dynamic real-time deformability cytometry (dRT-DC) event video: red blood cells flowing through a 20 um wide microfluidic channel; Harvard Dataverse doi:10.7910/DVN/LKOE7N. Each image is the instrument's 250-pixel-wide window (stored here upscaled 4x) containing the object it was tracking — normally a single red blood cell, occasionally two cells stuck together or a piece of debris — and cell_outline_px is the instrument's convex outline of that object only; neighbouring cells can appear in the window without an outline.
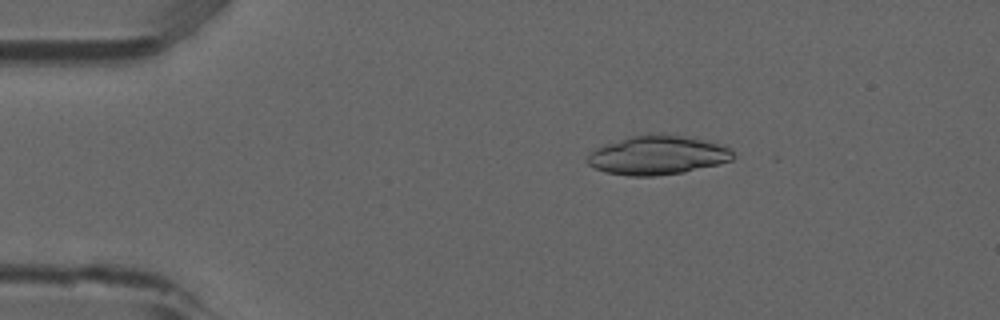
{"species": "common noctule bat (a hibernating species)", "species_latin": "Nyctalus noctula", "temperature_condition": "room temperature", "stored_images_in_passage": 7, "camera_frame_rate_fps": 3000, "um_per_image_px": 0.085, "animal": {"sex": "male", "forearm_length_mm": 52.5}, "frame": {"image": 1, "passage_image": 1, "time_ms": 0.0, "image_size_px": [1000, 320], "cell_outline_px": [[736, 156], [732, 160], [720, 164], [684, 172], [656, 176], [628, 176], [604, 172], [592, 168], [584, 160], [596, 148], [604, 144], [632, 136], [648, 132], [676, 132], [720, 144], [732, 148]], "centroid_in_image_um": [55.93, 13.16], "position_along_channel_um": 29.1, "area_um2": 34.28}}